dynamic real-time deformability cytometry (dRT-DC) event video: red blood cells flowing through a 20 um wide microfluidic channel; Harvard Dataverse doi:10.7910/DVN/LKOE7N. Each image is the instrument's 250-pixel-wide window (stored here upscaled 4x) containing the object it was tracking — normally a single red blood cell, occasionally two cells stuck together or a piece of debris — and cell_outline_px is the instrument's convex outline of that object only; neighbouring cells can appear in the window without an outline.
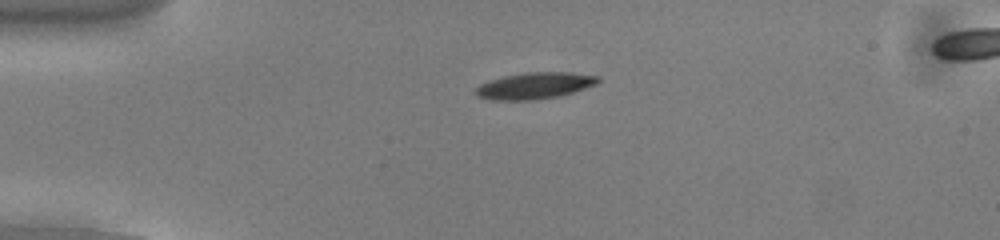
{"species": "common noctule bat (a hibernating species)", "species_latin": "Nyctalus noctula", "temperature_condition": "cold", "stored_images_in_passage": 45, "camera_frame_rate_fps": 3000, "um_per_image_px": 0.085, "animal": {"sex": "male", "body_mass_g": 13.0, "forearm_length_mm": 53.1}, "frame": {"image": 1, "passage_image": 4, "time_ms": 1.0, "image_size_px": [1000, 240], "cell_outline_px": [[600, 80], [596, 84], [572, 92], [556, 96], [532, 100], [492, 100], [476, 96], [472, 92], [480, 84], [488, 80], [504, 76], [528, 72], [568, 72], [600, 76]], "centroid_in_image_um": [45.39, 7.28], "position_along_channel_um": 39.6, "area_um2": 18.84}}
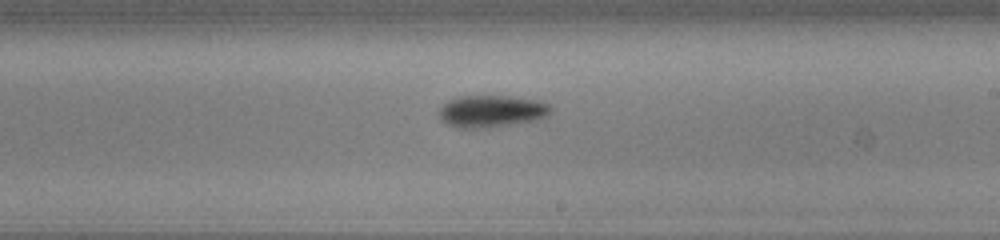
{"frame": {"image": 2, "passage_image": 23, "time_ms": 7.333, "image_size_px": [1000, 240], "cell_outline_px": [[552, 112], [540, 120], [488, 128], [456, 128], [440, 120], [440, 108], [448, 100], [460, 96], [508, 96], [536, 100], [548, 104], [552, 108]], "centroid_in_image_um": [41.8, 9.47], "position_along_channel_um": 247.2, "area_um2": 21.04}}
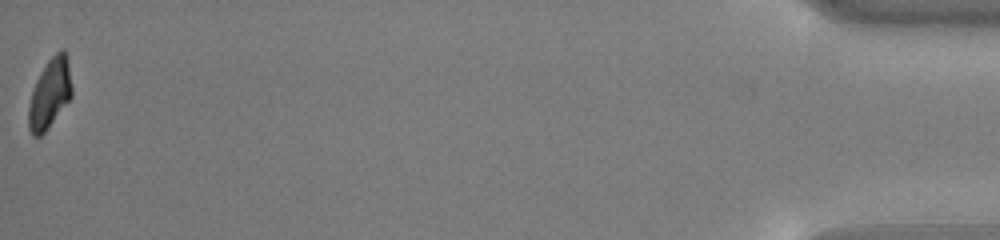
{"frame": {"image": 3, "passage_image": 45, "time_ms": 14.667, "image_size_px": [1000, 240], "cell_outline_px": [[72, 96], [48, 128], [40, 136], [32, 136], [28, 128], [28, 108], [32, 92], [36, 80], [40, 72], [48, 60], [60, 48], [64, 48], [68, 56], [72, 88]], "centroid_in_image_um": [4.24, 7.92], "position_along_channel_um": 431.0, "area_um2": 17.69}, "authors_computed_cell_mechanics": {"area_um2": 19.4786, "velocity_mm_per_s": 3.8287, "shape_relaxation_time_tau1_ms": 2.1957, "shape_relaxation_time_tau2_ms": null, "deformation_change_tau1": 0.1272, "deformation_change_tau2": null}}